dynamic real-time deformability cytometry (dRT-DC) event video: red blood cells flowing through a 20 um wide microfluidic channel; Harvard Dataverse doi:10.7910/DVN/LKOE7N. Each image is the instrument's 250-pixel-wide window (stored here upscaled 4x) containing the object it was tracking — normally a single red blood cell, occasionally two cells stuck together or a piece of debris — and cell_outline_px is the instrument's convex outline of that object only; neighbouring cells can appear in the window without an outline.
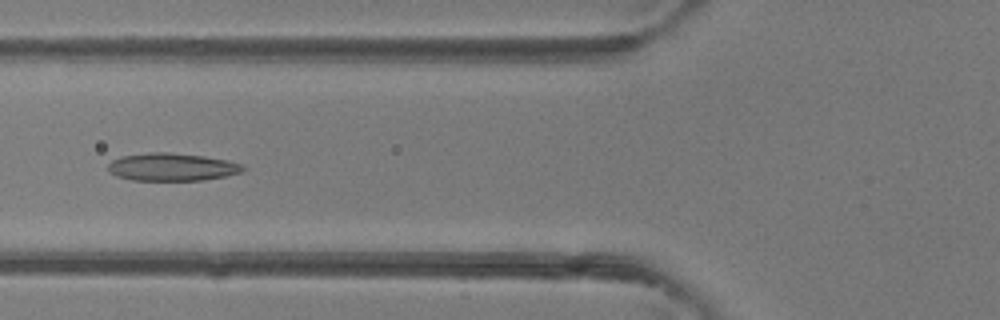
{"species": "common noctule bat (a hibernating species)", "species_latin": "Nyctalus noctula", "temperature_condition": "room temperature", "stored_images_in_passage": 5, "camera_frame_rate_fps": 3000, "um_per_image_px": 0.085, "animal": {"sex": "female"}, "frame": {"image": 1, "passage_image": 5, "time_ms": 4.667, "image_size_px": [1000, 320], "cell_outline_px": [[244, 172], [204, 180], [132, 180], [116, 176], [108, 172], [108, 164], [112, 160], [120, 156], [152, 152], [168, 152], [204, 156], [228, 160], [244, 164]], "centroid_in_image_um": [14.62, 14.19], "position_along_channel_um": 111.2, "area_um2": 21.96}}